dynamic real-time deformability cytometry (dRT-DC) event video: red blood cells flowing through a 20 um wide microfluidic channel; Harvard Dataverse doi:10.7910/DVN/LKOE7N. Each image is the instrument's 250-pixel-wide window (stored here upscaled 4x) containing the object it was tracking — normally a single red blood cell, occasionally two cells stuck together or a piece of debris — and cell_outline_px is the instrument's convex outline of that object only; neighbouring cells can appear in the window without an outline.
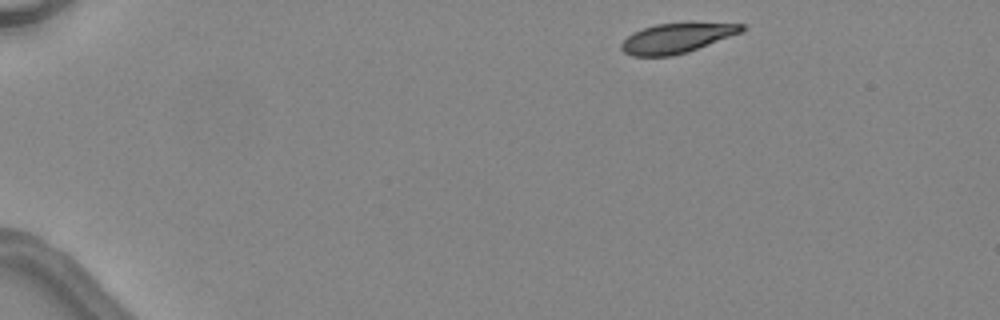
{"species": "common noctule bat (a hibernating species)", "species_latin": "Nyctalus noctula", "temperature_condition": "warm", "stored_images_in_passage": 3, "camera_frame_rate_fps": 3000, "um_per_image_px": 0.085, "animal": {"sex": "female", "body_mass_g": 24.6, "forearm_length_mm": 56.2}, "frame": {"image": 1, "passage_image": 1, "time_ms": 0.0, "image_size_px": [1000, 320], "cell_outline_px": [[744, 28], [740, 32], [688, 52], [672, 56], [632, 56], [624, 52], [620, 48], [620, 44], [632, 32], [656, 24], [744, 24]], "centroid_in_image_um": [57.42, 3.27], "position_along_channel_um": 27.6, "area_um2": 20.23}}